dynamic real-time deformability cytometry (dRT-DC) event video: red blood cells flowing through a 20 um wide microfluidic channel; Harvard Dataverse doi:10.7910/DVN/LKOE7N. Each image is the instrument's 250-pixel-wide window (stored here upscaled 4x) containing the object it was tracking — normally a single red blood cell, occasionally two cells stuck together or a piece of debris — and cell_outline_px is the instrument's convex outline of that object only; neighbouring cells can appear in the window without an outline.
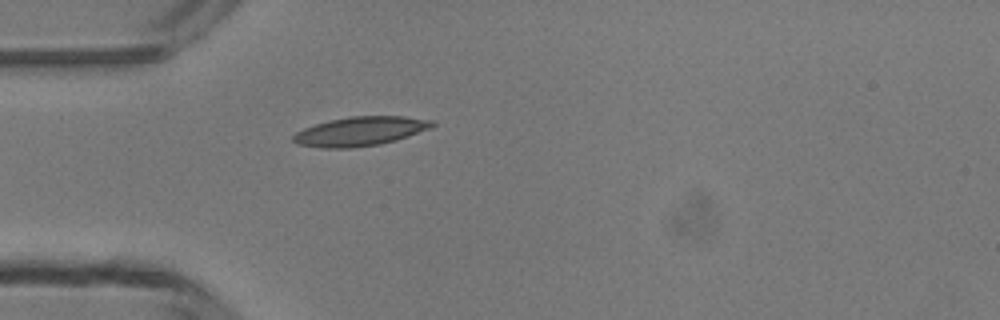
{"species": "common noctule bat (a hibernating species)", "species_latin": "Nyctalus noctula", "temperature_condition": "room temperature", "stored_images_in_passage": 1, "camera_frame_rate_fps": 3000, "um_per_image_px": 0.085, "animal": {"sex": "male", "body_mass_g": 13.3}, "frame": {"image": 1, "passage_image": 1, "time_ms": 0.0, "image_size_px": [1000, 320], "cell_outline_px": [[436, 124], [428, 128], [408, 136], [396, 140], [380, 144], [352, 148], [320, 148], [296, 144], [292, 140], [292, 136], [296, 132], [304, 128], [316, 124], [348, 116], [404, 116], [432, 120]], "centroid_in_image_um": [30.58, 11.16], "position_along_channel_um": 54.4, "area_um2": 23.52}}